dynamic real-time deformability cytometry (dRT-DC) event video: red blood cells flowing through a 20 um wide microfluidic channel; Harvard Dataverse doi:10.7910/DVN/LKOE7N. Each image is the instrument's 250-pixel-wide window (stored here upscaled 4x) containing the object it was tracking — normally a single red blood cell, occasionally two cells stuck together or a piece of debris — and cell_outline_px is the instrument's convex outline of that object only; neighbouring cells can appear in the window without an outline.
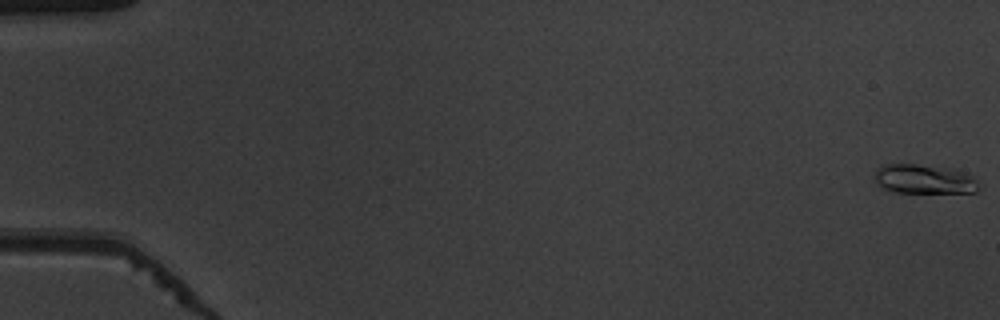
{"species": "common noctule bat (a hibernating species)", "species_latin": "Nyctalus noctula", "temperature_condition": "warm", "stored_images_in_passage": 54, "camera_frame_rate_fps": 3000, "um_per_image_px": 0.085, "animal": {"sex": "male", "body_mass_g": 19.5, "forearm_length_mm": 54.6}, "frame": {"image": 1, "passage_image": 1, "time_ms": 0.0, "image_size_px": [1000, 320], "cell_outline_px": [[980, 188], [976, 192], [896, 192], [884, 188], [872, 176], [876, 168], [884, 164], [916, 164], [952, 168], [964, 172], [972, 176], [976, 180]], "centroid_in_image_um": [78.55, 15.21], "position_along_channel_um": 6.5, "area_um2": 17.8}}
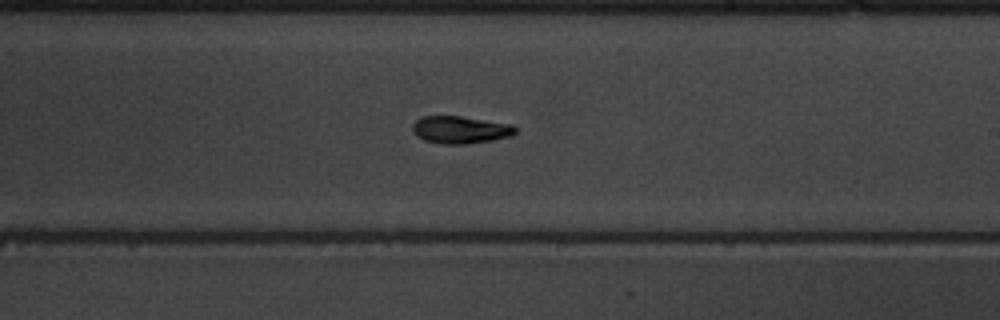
{"frame": {"image": 2, "passage_image": 33, "time_ms": 10.667, "image_size_px": [1000, 320], "cell_outline_px": [[516, 132], [512, 136], [492, 140], [464, 144], [444, 144], [424, 140], [416, 136], [412, 132], [412, 124], [420, 116], [460, 116], [512, 124], [516, 128]], "centroid_in_image_um": [39.1, 11.02], "position_along_channel_um": 249.9, "area_um2": 16.53}}
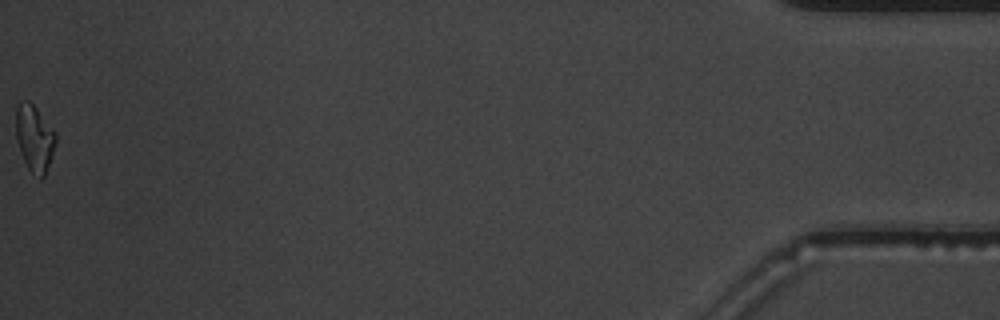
{"frame": {"image": 3, "passage_image": 54, "time_ms": 17.667, "image_size_px": [1000, 320], "cell_outline_px": [[56, 144], [44, 176], [40, 180], [28, 168], [20, 152], [16, 140], [16, 104], [20, 100], [28, 100], [36, 108], [56, 132]], "centroid_in_image_um": [2.92, 11.73], "position_along_channel_um": 432.3, "area_um2": 15.49}, "authors_computed_cell_mechanics": {"area_um2": 16.1551, "velocity_mm_per_s": 3.9235, "shape_relaxation_time_tau1_ms": 4.3144, "shape_relaxation_time_tau2_ms": 2.6237, "deformation_change_tau1": 0.1552, "deformation_change_tau2": 0.0769}}